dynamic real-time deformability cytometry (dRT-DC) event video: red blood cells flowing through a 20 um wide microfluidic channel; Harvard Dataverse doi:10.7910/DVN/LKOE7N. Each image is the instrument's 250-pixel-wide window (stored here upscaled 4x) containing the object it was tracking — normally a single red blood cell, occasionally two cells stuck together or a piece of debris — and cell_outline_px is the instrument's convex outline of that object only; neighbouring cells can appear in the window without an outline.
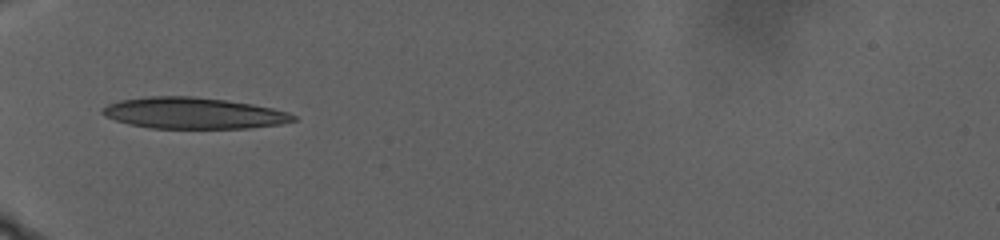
{"species": "human", "species_latin": "Homo sapiens", "temperature_condition": "warm", "stored_images_in_passage": 39, "camera_frame_rate_fps": 3000, "um_per_image_px": 0.085, "donor": {"sex": "male"}, "frame": {"image": 1, "passage_image": 1, "time_ms": 0.0, "image_size_px": [1000, 240], "cell_outline_px": [[296, 120], [280, 124], [248, 128], [152, 128], [128, 124], [104, 116], [100, 112], [100, 108], [108, 104], [120, 100], [148, 96], [192, 96], [224, 100], [252, 104], [272, 108], [288, 112], [296, 116]], "centroid_in_image_um": [16.4, 9.61], "position_along_channel_um": 68.6, "area_um2": 34.74}}
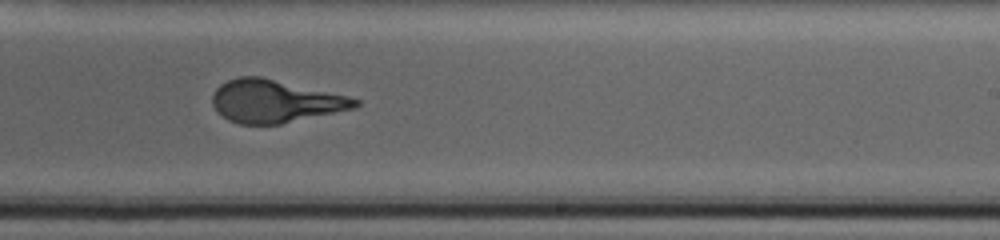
{"frame": {"image": 2, "passage_image": 17, "time_ms": 5.333, "image_size_px": [1000, 240], "cell_outline_px": [[360, 104], [356, 108], [280, 124], [240, 124], [228, 120], [212, 104], [212, 96], [216, 88], [220, 84], [228, 80], [240, 76], [260, 76], [348, 96], [360, 100]], "centroid_in_image_um": [23.39, 8.6], "position_along_channel_um": 265.6, "area_um2": 35.32}}
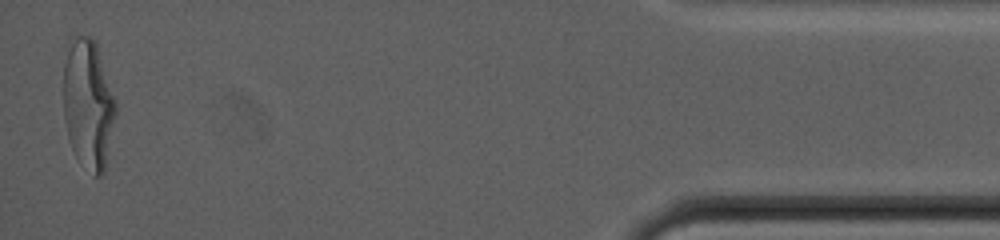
{"frame": {"image": 3, "passage_image": 39, "time_ms": 12.667, "image_size_px": [1000, 240], "cell_outline_px": [[116, 112], [104, 176], [92, 176], [76, 156], [68, 140], [64, 120], [64, 64], [68, 36], [88, 36], [96, 40], [116, 100]], "centroid_in_image_um": [7.5, 8.82], "position_along_channel_um": 427.7, "area_um2": 40.29}, "authors_computed_cell_mechanics": {"area_um2": 35.6626, "velocity_mm_per_s": 3.4157, "shape_relaxation_time_tau1_ms": 4.2259, "shape_relaxation_time_tau2_ms": null, "deformation_change_tau1": 0.2184, "deformation_change_tau2": null}}